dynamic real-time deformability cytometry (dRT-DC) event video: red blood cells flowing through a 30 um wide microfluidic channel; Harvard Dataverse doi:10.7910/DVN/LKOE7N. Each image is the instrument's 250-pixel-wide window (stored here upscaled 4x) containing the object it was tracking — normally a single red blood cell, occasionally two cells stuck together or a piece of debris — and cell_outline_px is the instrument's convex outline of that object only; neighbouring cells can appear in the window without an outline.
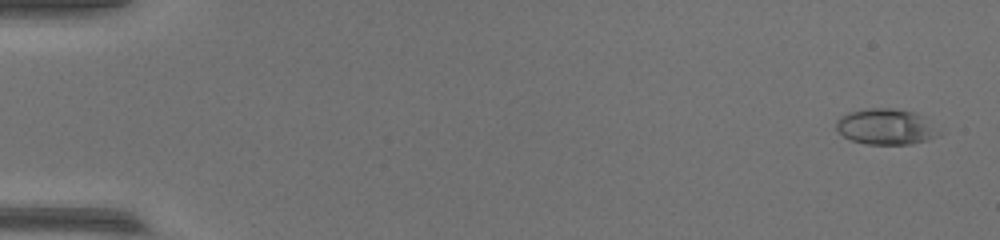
{"species": "common noctule bat (a hibernating species)", "species_latin": "Nyctalus noctula", "temperature_condition": "warm", "stored_images_in_passage": 55, "camera_frame_rate_fps": 3000, "um_per_image_px": 0.085, "animal": {"sex": "female", "body_mass_g": 17.0, "forearm_length_mm": 48.0}, "frame": {"image": 1, "passage_image": 3, "time_ms": 0.667, "image_size_px": [1000, 240], "cell_outline_px": [[944, 132], [940, 136], [928, 140], [912, 144], [864, 144], [852, 140], [844, 136], [836, 128], [836, 120], [840, 116], [848, 112], [868, 108], [892, 108], [912, 112], [920, 116]], "centroid_in_image_um": [75.32, 10.78], "position_along_channel_um": 9.7, "area_um2": 21.5}}
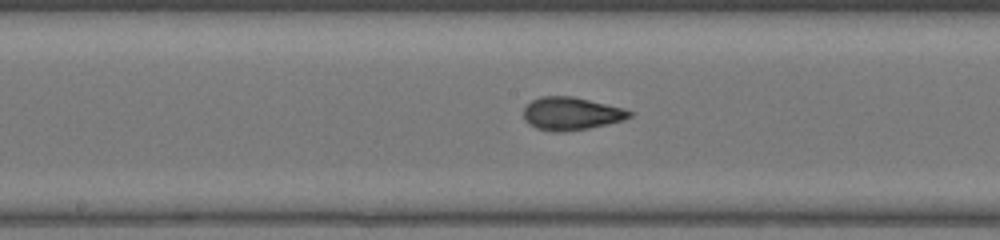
{"frame": {"image": 2, "passage_image": 30, "time_ms": 9.667, "image_size_px": [1000, 240], "cell_outline_px": [[636, 112], [632, 116], [624, 120], [588, 128], [556, 132], [536, 128], [528, 124], [524, 120], [524, 108], [532, 100], [540, 96], [572, 96], [624, 108]], "centroid_in_image_um": [48.57, 9.65], "position_along_channel_um": 199.6, "area_um2": 20.29}}
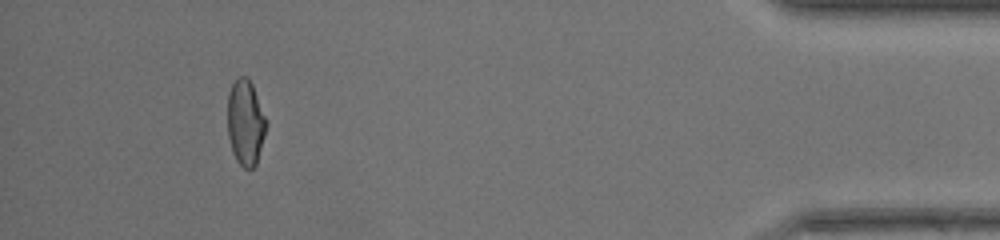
{"frame": {"image": 3, "passage_image": 51, "time_ms": 16.667, "image_size_px": [1000, 240], "cell_outline_px": [[268, 124], [256, 164], [252, 168], [244, 168], [236, 160], [232, 152], [228, 136], [228, 92], [232, 84], [240, 76], [248, 76], [252, 84]], "centroid_in_image_um": [20.86, 10.41], "position_along_channel_um": 414.3, "area_um2": 19.25}}